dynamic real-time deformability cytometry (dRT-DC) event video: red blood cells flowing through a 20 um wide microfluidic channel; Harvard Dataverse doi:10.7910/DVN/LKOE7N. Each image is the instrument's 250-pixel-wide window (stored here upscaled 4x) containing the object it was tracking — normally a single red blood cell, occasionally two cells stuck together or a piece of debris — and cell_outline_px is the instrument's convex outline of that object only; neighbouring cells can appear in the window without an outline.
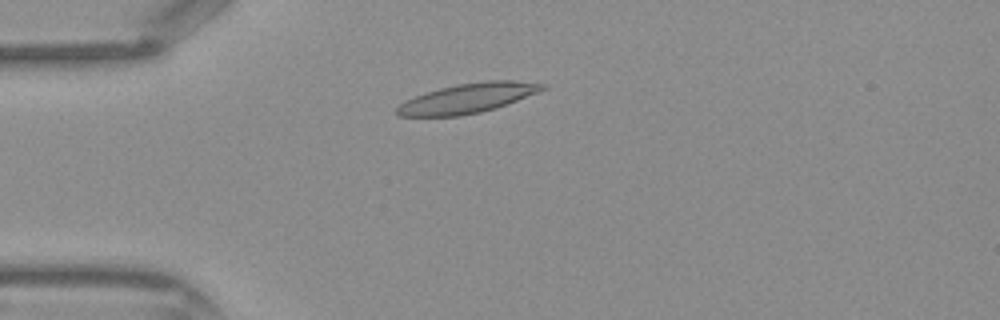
{"species": "Egyptian fruit bat (a non-hibernating species)", "species_latin": "Rousettus aegyptiacus", "temperature_condition": "warm", "stored_images_in_passage": 33, "camera_frame_rate_fps": 3000, "um_per_image_px": 0.085, "frame": {"image": 1, "passage_image": 1, "time_ms": 0.0, "image_size_px": [1000, 320], "cell_outline_px": [[548, 88], [540, 92], [496, 108], [480, 112], [460, 116], [396, 116], [396, 108], [404, 100], [424, 92], [456, 84], [488, 80], [516, 80], [548, 84]], "centroid_in_image_um": [39.78, 8.34], "position_along_channel_um": 45.2, "area_um2": 25.49}}
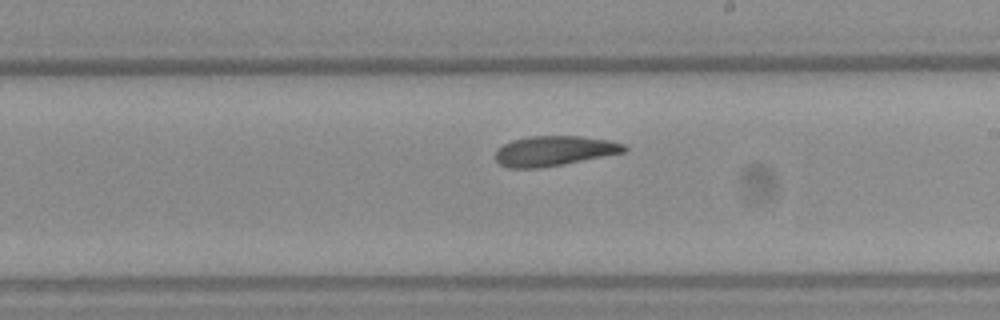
{"frame": {"image": 2, "passage_image": 15, "time_ms": 4.667, "image_size_px": [1000, 320], "cell_outline_px": [[628, 148], [624, 152], [564, 164], [540, 168], [508, 168], [500, 164], [496, 160], [496, 152], [504, 144], [512, 140], [528, 136], [580, 136], [612, 140], [624, 144]], "centroid_in_image_um": [47.12, 12.82], "position_along_channel_um": 241.9, "area_um2": 22.48}}
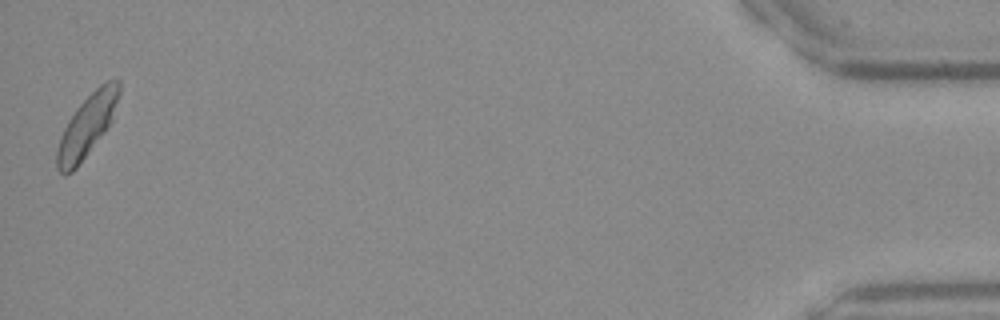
{"frame": {"image": 3, "passage_image": 33, "time_ms": 10.667, "image_size_px": [1000, 320], "cell_outline_px": [[120, 92], [112, 120], [76, 168], [72, 172], [64, 176], [56, 168], [56, 152], [64, 128], [68, 120], [76, 108], [104, 80], [112, 76], [116, 76], [120, 80]], "centroid_in_image_um": [7.41, 10.63], "position_along_channel_um": 427.8, "area_um2": 22.25}}